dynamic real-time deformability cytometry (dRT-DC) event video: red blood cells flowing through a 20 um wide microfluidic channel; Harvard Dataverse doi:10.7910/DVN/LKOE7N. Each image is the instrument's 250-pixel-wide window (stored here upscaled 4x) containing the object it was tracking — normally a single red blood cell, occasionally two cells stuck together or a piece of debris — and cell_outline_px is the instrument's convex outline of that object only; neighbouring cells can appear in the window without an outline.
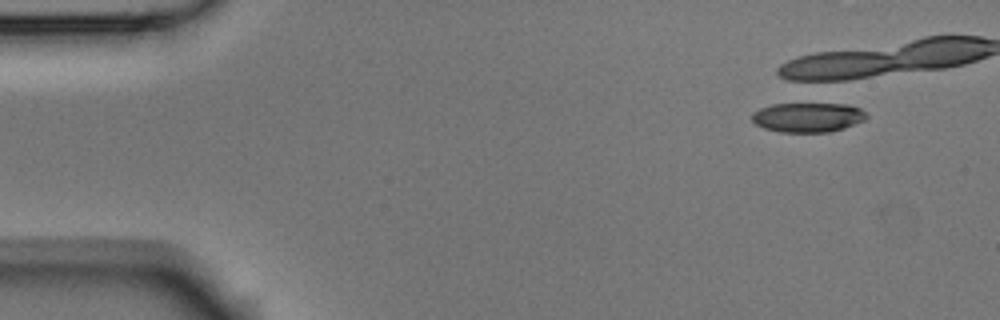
{"species": "Egyptian fruit bat (a non-hibernating species)", "species_latin": "Rousettus aegyptiacus", "temperature_condition": "room temperature", "stored_images_in_passage": 6, "segment_of_instrument_passage": [2, 2], "camera_frame_rate_fps": 3000, "um_per_image_px": 0.085, "animal": {"sex": "male"}, "frame": {"image": 1, "passage_image": 6, "time_ms": 1.667, "image_size_px": [1000, 320], "cell_outline_px": [[868, 116], [864, 120], [844, 128], [828, 132], [780, 132], [764, 128], [756, 124], [752, 120], [752, 112], [760, 108], [772, 104], [848, 104], [860, 108]], "centroid_in_image_um": [68.65, 9.97], "position_along_channel_um": 16.3, "area_um2": 19.65}}